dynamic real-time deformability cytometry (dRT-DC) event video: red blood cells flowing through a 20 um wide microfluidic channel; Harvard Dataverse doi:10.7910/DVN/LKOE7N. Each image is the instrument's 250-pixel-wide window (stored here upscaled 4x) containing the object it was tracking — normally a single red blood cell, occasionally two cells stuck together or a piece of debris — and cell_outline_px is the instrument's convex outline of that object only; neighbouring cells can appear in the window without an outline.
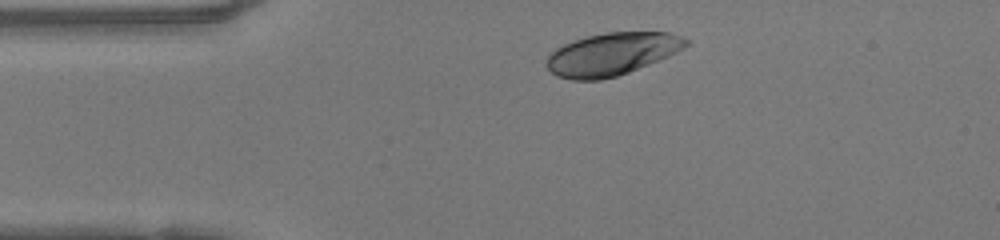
{"species": "human", "species_latin": "Homo sapiens", "temperature_condition": "warm", "stored_images_in_passage": 40, "camera_frame_rate_fps": 3000, "um_per_image_px": 0.085, "donor": {"sex": "female"}, "frame": {"image": 1, "passage_image": 1, "time_ms": 0.0, "image_size_px": [1000, 240], "cell_outline_px": [[688, 44], [684, 48], [668, 56], [628, 72], [616, 76], [600, 80], [572, 80], [556, 76], [548, 68], [548, 56], [556, 48], [572, 40], [604, 32], [668, 32], [684, 36], [688, 40]], "centroid_in_image_um": [52.02, 4.58], "position_along_channel_um": 33.0, "area_um2": 34.39}}
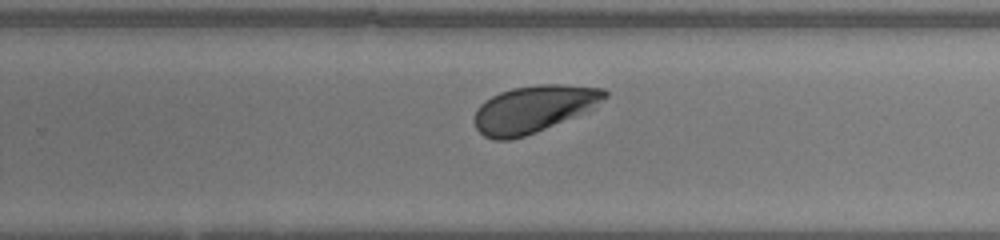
{"frame": {"image": 2, "passage_image": 22, "time_ms": 7.0, "image_size_px": [1000, 240], "cell_outline_px": [[608, 96], [588, 112], [536, 132], [524, 136], [508, 140], [496, 140], [484, 136], [476, 128], [476, 108], [484, 100], [500, 92], [512, 88], [540, 84], [560, 84], [604, 88], [608, 92]], "centroid_in_image_um": [45.39, 9.26], "position_along_channel_um": 284.4, "area_um2": 35.78}}
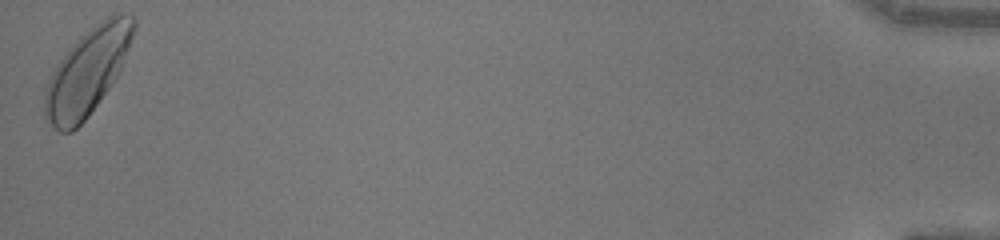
{"frame": {"image": 3, "passage_image": 40, "time_ms": 13.0, "image_size_px": [1000, 240], "cell_outline_px": [[136, 28], [120, 68], [116, 76], [108, 88], [88, 116], [72, 132], [60, 132], [44, 116], [44, 92], [48, 80], [52, 72], [68, 48], [80, 36], [112, 12], [124, 12], [132, 16], [136, 20]], "centroid_in_image_um": [7.42, 6.05], "position_along_channel_um": 427.8, "area_um2": 44.04}, "authors_computed_cell_mechanics": {"area_um2": 35.9516, "velocity_mm_per_s": 4.1047, "shape_relaxation_time_tau1_ms": 1.8042, "shape_relaxation_time_tau2_ms": null, "deformation_change_tau1": 0.1319, "deformation_change_tau2": null}}